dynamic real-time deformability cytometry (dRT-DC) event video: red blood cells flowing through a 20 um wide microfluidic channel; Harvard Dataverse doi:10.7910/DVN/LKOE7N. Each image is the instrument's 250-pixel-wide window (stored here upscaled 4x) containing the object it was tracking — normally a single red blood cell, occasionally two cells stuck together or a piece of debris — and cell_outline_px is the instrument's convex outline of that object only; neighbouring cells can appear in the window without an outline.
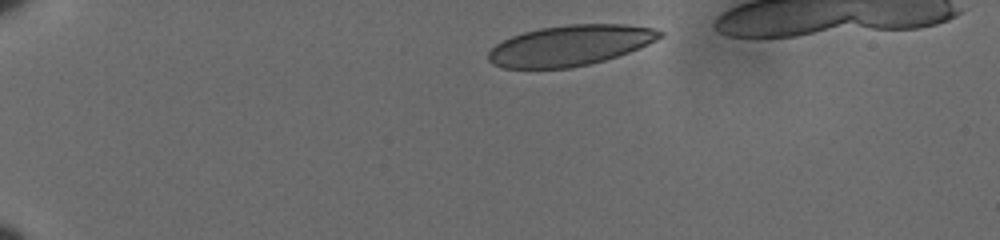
{"species": "human", "species_latin": "Homo sapiens", "temperature_condition": "cold", "stored_images_in_passage": 7, "camera_frame_rate_fps": 3000, "um_per_image_px": 0.085, "donor": {"sex": "male"}, "frame": {"image": 1, "passage_image": 1, "time_ms": 0.0, "image_size_px": [1000, 240], "cell_outline_px": [[664, 36], [648, 44], [628, 52], [604, 60], [588, 64], [568, 68], [504, 68], [492, 64], [488, 60], [488, 52], [496, 44], [512, 36], [524, 32], [540, 28], [568, 24], [624, 24], [652, 28], [664, 32]], "centroid_in_image_um": [48.45, 3.86], "position_along_channel_um": 36.5, "area_um2": 40.29}}
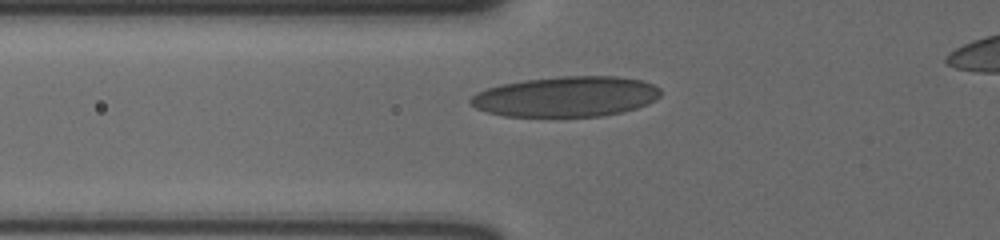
{"frame": {"image": 2, "passage_image": 5, "time_ms": 1.333, "image_size_px": [1000, 240], "cell_outline_px": [[660, 96], [656, 100], [648, 104], [636, 108], [620, 112], [600, 116], [504, 116], [488, 112], [476, 108], [468, 100], [476, 92], [500, 84], [524, 80], [560, 76], [616, 76], [640, 80], [652, 84], [660, 88]], "centroid_in_image_um": [48.12, 8.2], "position_along_channel_um": 77.7, "area_um2": 44.62}}
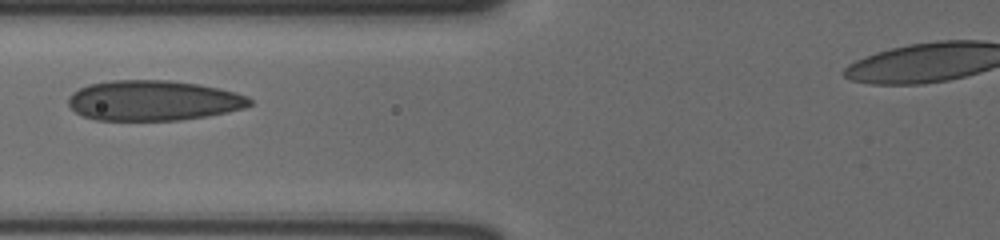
{"frame": {"image": 3, "passage_image": 6, "time_ms": 1.667, "image_size_px": [1000, 240], "cell_outline_px": [[252, 104], [244, 108], [204, 116], [180, 120], [96, 120], [84, 116], [76, 112], [68, 104], [68, 96], [72, 92], [88, 84], [112, 80], [168, 80], [196, 84], [220, 88], [236, 92], [248, 96], [252, 100]], "centroid_in_image_um": [13.02, 8.54], "position_along_channel_um": 112.8, "area_um2": 42.48}}